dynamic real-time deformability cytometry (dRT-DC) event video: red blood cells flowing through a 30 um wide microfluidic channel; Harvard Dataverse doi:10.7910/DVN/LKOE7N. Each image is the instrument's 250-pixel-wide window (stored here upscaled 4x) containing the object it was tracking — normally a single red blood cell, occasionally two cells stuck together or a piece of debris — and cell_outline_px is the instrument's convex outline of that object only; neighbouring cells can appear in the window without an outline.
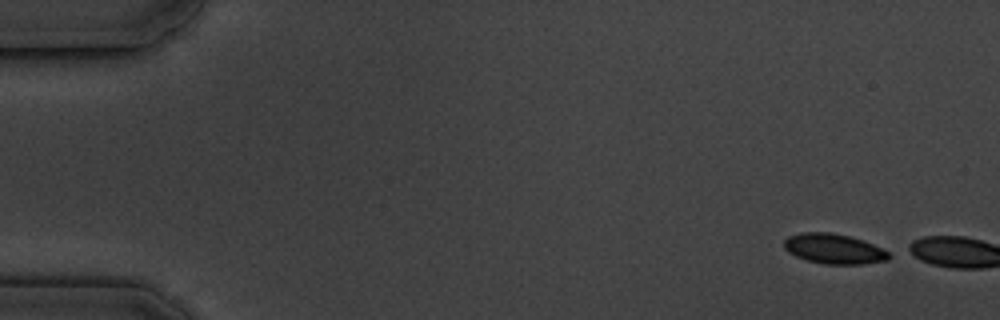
{"species": "common noctule bat (a hibernating species)", "species_latin": "Nyctalus noctula", "temperature_condition": "cold", "stored_images_in_passage": 2, "camera_frame_rate_fps": 3000, "um_per_image_px": 0.085, "animal": {"sex": "male", "body_mass_g": 19.5, "forearm_length_mm": 54.6}, "frame": {"image": 1, "passage_image": 1, "time_ms": 0.0, "image_size_px": [1000, 320], "cell_outline_px": [[892, 256], [888, 260], [864, 264], [824, 264], [808, 260], [796, 256], [788, 252], [784, 248], [784, 240], [788, 236], [804, 232], [832, 232], [864, 240], [888, 252]], "centroid_in_image_um": [70.88, 21.15], "position_along_channel_um": 14.1, "area_um2": 18.32}}